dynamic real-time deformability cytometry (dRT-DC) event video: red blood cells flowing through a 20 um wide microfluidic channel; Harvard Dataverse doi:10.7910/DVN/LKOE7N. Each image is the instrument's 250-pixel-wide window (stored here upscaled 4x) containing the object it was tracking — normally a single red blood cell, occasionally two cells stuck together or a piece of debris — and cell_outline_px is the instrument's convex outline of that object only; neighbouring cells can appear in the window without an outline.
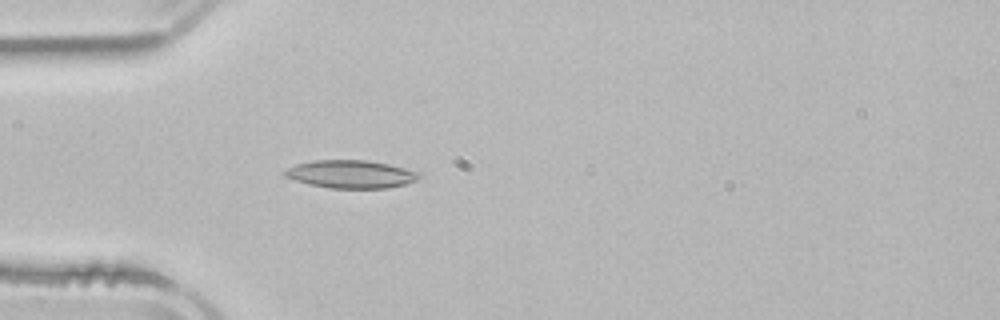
{"species": "common noctule bat (a hibernating species)", "species_latin": "Nyctalus noctula", "temperature_condition": "room temperature", "stored_images_in_passage": 2, "camera_frame_rate_fps": 3000, "um_per_image_px": 0.085, "animal": {"sex": "male", "body_mass_g": 21.5, "forearm_length_mm": 52.0}, "frame": {"image": 1, "passage_image": 2, "time_ms": 1.667, "image_size_px": [1000, 320], "cell_outline_px": [[420, 176], [416, 180], [404, 184], [388, 188], [328, 188], [308, 184], [284, 176], [284, 172], [288, 168], [296, 164], [312, 160], [368, 160], [388, 164], [420, 172]], "centroid_in_image_um": [29.81, 14.8], "position_along_channel_um": 55.2, "area_um2": 21.79}}